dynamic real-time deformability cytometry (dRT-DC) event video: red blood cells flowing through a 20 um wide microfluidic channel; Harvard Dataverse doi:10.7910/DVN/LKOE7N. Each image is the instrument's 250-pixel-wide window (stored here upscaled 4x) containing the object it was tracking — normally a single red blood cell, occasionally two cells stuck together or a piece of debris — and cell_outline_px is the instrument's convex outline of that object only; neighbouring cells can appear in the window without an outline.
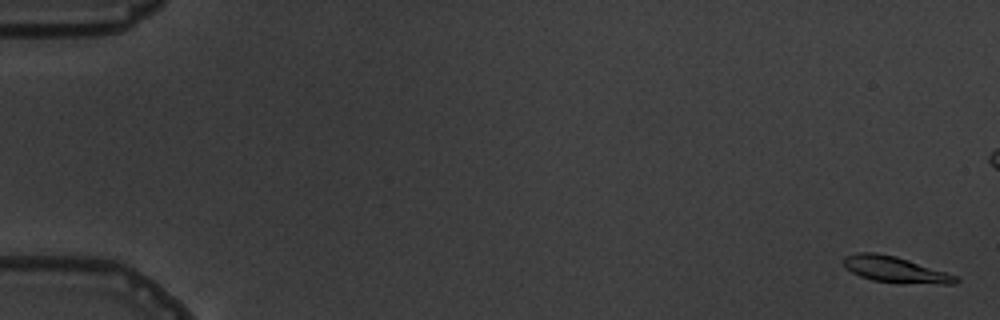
{"species": "common noctule bat (a hibernating species)", "species_latin": "Nyctalus noctula", "temperature_condition": "warm", "stored_images_in_passage": 13, "camera_frame_rate_fps": 3000, "um_per_image_px": 0.085, "animal": {"sex": "male", "body_mass_g": 19.5, "forearm_length_mm": 54.6}, "frame": {"image": 1, "passage_image": 1, "time_ms": 0.0, "image_size_px": [1000, 320], "cell_outline_px": [[960, 280], [956, 284], [900, 284], [872, 280], [860, 276], [852, 272], [844, 264], [844, 256], [860, 252], [876, 252], [896, 256], [956, 276]], "centroid_in_image_um": [76.1, 22.93], "position_along_channel_um": 8.9, "area_um2": 16.99}}